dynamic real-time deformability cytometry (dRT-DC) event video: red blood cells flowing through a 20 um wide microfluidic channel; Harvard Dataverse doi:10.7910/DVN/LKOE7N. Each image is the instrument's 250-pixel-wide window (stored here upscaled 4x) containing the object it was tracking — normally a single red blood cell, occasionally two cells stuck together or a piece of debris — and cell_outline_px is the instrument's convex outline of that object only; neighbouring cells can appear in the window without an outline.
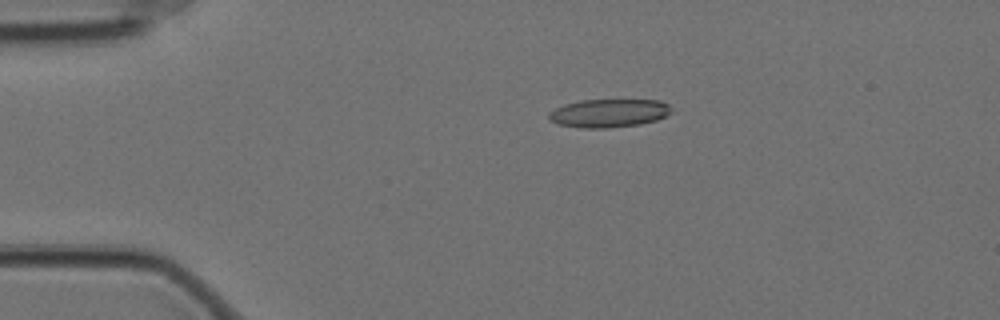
{"species": "Egyptian fruit bat (a non-hibernating species)", "species_latin": "Rousettus aegyptiacus", "temperature_condition": "cold", "stored_images_in_passage": 47, "camera_frame_rate_fps": 3000, "um_per_image_px": 0.085, "animal": {"sex": "female"}, "frame": {"image": 1, "passage_image": 1, "time_ms": 0.0, "image_size_px": [1000, 320], "cell_outline_px": [[672, 112], [656, 120], [640, 124], [608, 128], [580, 128], [556, 124], [548, 120], [548, 112], [564, 104], [580, 100], [660, 100], [668, 104]], "centroid_in_image_um": [51.7, 9.62], "position_along_channel_um": 33.3, "area_um2": 20.35}}
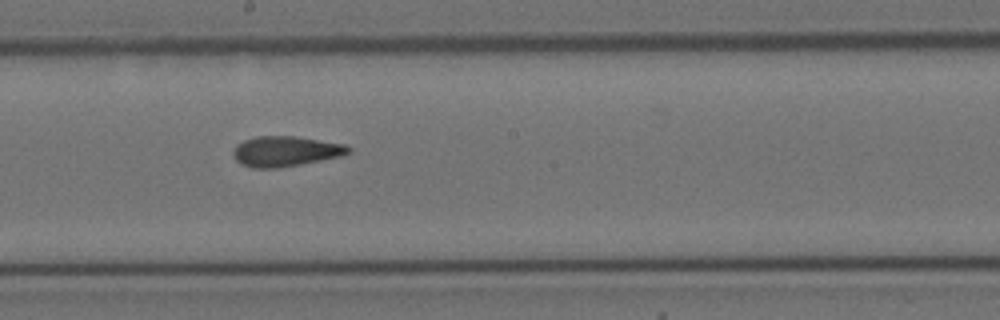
{"frame": {"image": 2, "passage_image": 21, "time_ms": 6.667, "image_size_px": [1000, 320], "cell_outline_px": [[352, 152], [340, 156], [280, 168], [252, 168], [240, 164], [232, 156], [232, 152], [236, 144], [244, 140], [256, 136], [296, 136], [344, 144], [352, 148]], "centroid_in_image_um": [24.24, 12.86], "position_along_channel_um": 224.0, "area_um2": 20.46}}
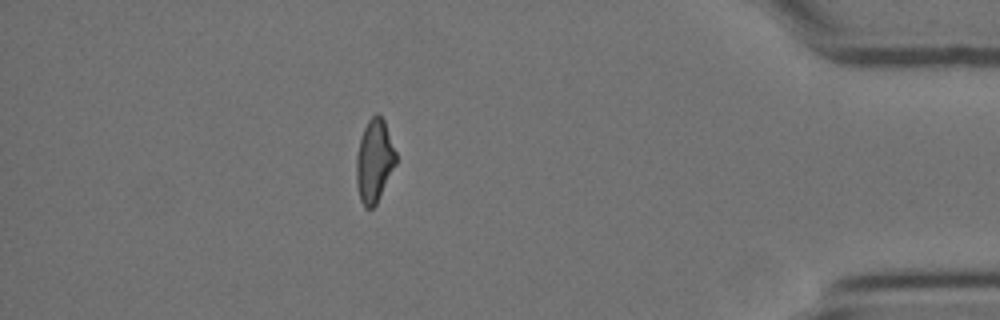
{"frame": {"image": 3, "passage_image": 40, "time_ms": 13.0, "image_size_px": [1000, 320], "cell_outline_px": [[396, 164], [376, 204], [372, 208], [364, 208], [360, 200], [356, 184], [356, 156], [360, 140], [364, 128], [368, 120], [376, 112], [384, 120], [396, 152]], "centroid_in_image_um": [31.81, 13.69], "position_along_channel_um": 403.4, "area_um2": 19.07}, "authors_computed_cell_mechanics": {"area_um2": 19.9988, "velocity_mm_per_s": 3.5233, "shape_relaxation_time_tau1_ms": null, "shape_relaxation_time_tau2_ms": 3.0956, "deformation_change_tau1": null, "deformation_change_tau2": 0.1179}}